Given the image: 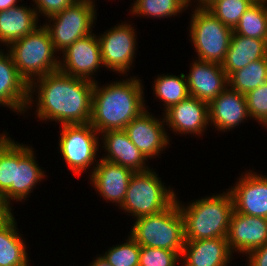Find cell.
<instances>
[{
	"label": "cell",
	"mask_w": 267,
	"mask_h": 266,
	"mask_svg": "<svg viewBox=\"0 0 267 266\" xmlns=\"http://www.w3.org/2000/svg\"><path fill=\"white\" fill-rule=\"evenodd\" d=\"M93 87V81L53 71L29 84L27 109L32 107L37 89L35 111L40 120H53L62 125L87 124L92 114Z\"/></svg>",
	"instance_id": "1"
},
{
	"label": "cell",
	"mask_w": 267,
	"mask_h": 266,
	"mask_svg": "<svg viewBox=\"0 0 267 266\" xmlns=\"http://www.w3.org/2000/svg\"><path fill=\"white\" fill-rule=\"evenodd\" d=\"M138 77L116 80L105 86L94 82L90 124L99 135L108 130L124 128L145 107L144 88ZM143 88V89H142Z\"/></svg>",
	"instance_id": "2"
},
{
	"label": "cell",
	"mask_w": 267,
	"mask_h": 266,
	"mask_svg": "<svg viewBox=\"0 0 267 266\" xmlns=\"http://www.w3.org/2000/svg\"><path fill=\"white\" fill-rule=\"evenodd\" d=\"M176 197L184 218L185 241L227 238L231 214L234 210L229 191L191 201L187 206Z\"/></svg>",
	"instance_id": "3"
},
{
	"label": "cell",
	"mask_w": 267,
	"mask_h": 266,
	"mask_svg": "<svg viewBox=\"0 0 267 266\" xmlns=\"http://www.w3.org/2000/svg\"><path fill=\"white\" fill-rule=\"evenodd\" d=\"M19 74L30 84L33 80L59 70V56L47 28L42 25L8 47Z\"/></svg>",
	"instance_id": "4"
},
{
	"label": "cell",
	"mask_w": 267,
	"mask_h": 266,
	"mask_svg": "<svg viewBox=\"0 0 267 266\" xmlns=\"http://www.w3.org/2000/svg\"><path fill=\"white\" fill-rule=\"evenodd\" d=\"M130 230V236L139 246L182 254L185 243L184 218L177 201L160 213L136 218Z\"/></svg>",
	"instance_id": "5"
},
{
	"label": "cell",
	"mask_w": 267,
	"mask_h": 266,
	"mask_svg": "<svg viewBox=\"0 0 267 266\" xmlns=\"http://www.w3.org/2000/svg\"><path fill=\"white\" fill-rule=\"evenodd\" d=\"M164 184L152 169L134 172L119 208L130 213L134 219L164 211L176 201V192Z\"/></svg>",
	"instance_id": "6"
},
{
	"label": "cell",
	"mask_w": 267,
	"mask_h": 266,
	"mask_svg": "<svg viewBox=\"0 0 267 266\" xmlns=\"http://www.w3.org/2000/svg\"><path fill=\"white\" fill-rule=\"evenodd\" d=\"M190 20V40L199 60L222 64L230 46L233 29L207 8L195 6Z\"/></svg>",
	"instance_id": "7"
},
{
	"label": "cell",
	"mask_w": 267,
	"mask_h": 266,
	"mask_svg": "<svg viewBox=\"0 0 267 266\" xmlns=\"http://www.w3.org/2000/svg\"><path fill=\"white\" fill-rule=\"evenodd\" d=\"M95 6V3L77 0L48 18L43 25L50 34L56 52H63L76 40L93 33L92 27L97 17Z\"/></svg>",
	"instance_id": "8"
},
{
	"label": "cell",
	"mask_w": 267,
	"mask_h": 266,
	"mask_svg": "<svg viewBox=\"0 0 267 266\" xmlns=\"http://www.w3.org/2000/svg\"><path fill=\"white\" fill-rule=\"evenodd\" d=\"M98 132L90 123L87 124H64L61 126L59 151L69 169L75 175H81L86 169L91 172L96 167L97 151H99ZM81 173V174H80Z\"/></svg>",
	"instance_id": "9"
},
{
	"label": "cell",
	"mask_w": 267,
	"mask_h": 266,
	"mask_svg": "<svg viewBox=\"0 0 267 266\" xmlns=\"http://www.w3.org/2000/svg\"><path fill=\"white\" fill-rule=\"evenodd\" d=\"M135 33L134 26L122 22L97 36L105 68L128 76L137 49Z\"/></svg>",
	"instance_id": "10"
},
{
	"label": "cell",
	"mask_w": 267,
	"mask_h": 266,
	"mask_svg": "<svg viewBox=\"0 0 267 266\" xmlns=\"http://www.w3.org/2000/svg\"><path fill=\"white\" fill-rule=\"evenodd\" d=\"M62 54L63 58L59 60L60 71L72 77L97 81L92 76L100 66L103 67V62L99 39L94 33L76 40Z\"/></svg>",
	"instance_id": "11"
},
{
	"label": "cell",
	"mask_w": 267,
	"mask_h": 266,
	"mask_svg": "<svg viewBox=\"0 0 267 266\" xmlns=\"http://www.w3.org/2000/svg\"><path fill=\"white\" fill-rule=\"evenodd\" d=\"M162 118H156L145 109L124 128L130 141L147 159L158 156L170 143Z\"/></svg>",
	"instance_id": "12"
},
{
	"label": "cell",
	"mask_w": 267,
	"mask_h": 266,
	"mask_svg": "<svg viewBox=\"0 0 267 266\" xmlns=\"http://www.w3.org/2000/svg\"><path fill=\"white\" fill-rule=\"evenodd\" d=\"M231 186L234 210L254 217L267 218V176L254 171L246 173Z\"/></svg>",
	"instance_id": "13"
},
{
	"label": "cell",
	"mask_w": 267,
	"mask_h": 266,
	"mask_svg": "<svg viewBox=\"0 0 267 266\" xmlns=\"http://www.w3.org/2000/svg\"><path fill=\"white\" fill-rule=\"evenodd\" d=\"M186 77L189 95L208 104L228 87V76L220 64L196 59Z\"/></svg>",
	"instance_id": "14"
},
{
	"label": "cell",
	"mask_w": 267,
	"mask_h": 266,
	"mask_svg": "<svg viewBox=\"0 0 267 266\" xmlns=\"http://www.w3.org/2000/svg\"><path fill=\"white\" fill-rule=\"evenodd\" d=\"M227 242L232 253L238 251L243 255L267 244V218L254 217L233 210Z\"/></svg>",
	"instance_id": "15"
},
{
	"label": "cell",
	"mask_w": 267,
	"mask_h": 266,
	"mask_svg": "<svg viewBox=\"0 0 267 266\" xmlns=\"http://www.w3.org/2000/svg\"><path fill=\"white\" fill-rule=\"evenodd\" d=\"M163 117L168 128L176 134L200 136L209 125L208 103L189 96L166 110Z\"/></svg>",
	"instance_id": "16"
},
{
	"label": "cell",
	"mask_w": 267,
	"mask_h": 266,
	"mask_svg": "<svg viewBox=\"0 0 267 266\" xmlns=\"http://www.w3.org/2000/svg\"><path fill=\"white\" fill-rule=\"evenodd\" d=\"M133 174L130 168L100 158L89 179L102 198L121 206Z\"/></svg>",
	"instance_id": "17"
},
{
	"label": "cell",
	"mask_w": 267,
	"mask_h": 266,
	"mask_svg": "<svg viewBox=\"0 0 267 266\" xmlns=\"http://www.w3.org/2000/svg\"><path fill=\"white\" fill-rule=\"evenodd\" d=\"M35 159L33 148L18 142L15 185H11L10 189L0 198L9 208H11V200H16V202L26 200L25 198L30 196L37 183L41 182V179L43 181L44 171Z\"/></svg>",
	"instance_id": "18"
},
{
	"label": "cell",
	"mask_w": 267,
	"mask_h": 266,
	"mask_svg": "<svg viewBox=\"0 0 267 266\" xmlns=\"http://www.w3.org/2000/svg\"><path fill=\"white\" fill-rule=\"evenodd\" d=\"M29 84L19 74L10 53L0 49V105L17 113H26Z\"/></svg>",
	"instance_id": "19"
},
{
	"label": "cell",
	"mask_w": 267,
	"mask_h": 266,
	"mask_svg": "<svg viewBox=\"0 0 267 266\" xmlns=\"http://www.w3.org/2000/svg\"><path fill=\"white\" fill-rule=\"evenodd\" d=\"M208 111L210 126L223 132L235 128L249 117L245 95L229 87L208 104Z\"/></svg>",
	"instance_id": "20"
},
{
	"label": "cell",
	"mask_w": 267,
	"mask_h": 266,
	"mask_svg": "<svg viewBox=\"0 0 267 266\" xmlns=\"http://www.w3.org/2000/svg\"><path fill=\"white\" fill-rule=\"evenodd\" d=\"M105 153L101 159L130 168L134 172L150 170L146 156L130 141L124 130H108L103 133Z\"/></svg>",
	"instance_id": "21"
},
{
	"label": "cell",
	"mask_w": 267,
	"mask_h": 266,
	"mask_svg": "<svg viewBox=\"0 0 267 266\" xmlns=\"http://www.w3.org/2000/svg\"><path fill=\"white\" fill-rule=\"evenodd\" d=\"M232 256L227 238L185 241L181 264H184L183 266H228Z\"/></svg>",
	"instance_id": "22"
},
{
	"label": "cell",
	"mask_w": 267,
	"mask_h": 266,
	"mask_svg": "<svg viewBox=\"0 0 267 266\" xmlns=\"http://www.w3.org/2000/svg\"><path fill=\"white\" fill-rule=\"evenodd\" d=\"M267 58V40L245 37L233 32L230 46L221 64L229 77L252 61Z\"/></svg>",
	"instance_id": "23"
},
{
	"label": "cell",
	"mask_w": 267,
	"mask_h": 266,
	"mask_svg": "<svg viewBox=\"0 0 267 266\" xmlns=\"http://www.w3.org/2000/svg\"><path fill=\"white\" fill-rule=\"evenodd\" d=\"M38 16L34 8L17 5L0 11V42L7 47L23 38L38 26ZM5 43V44H4Z\"/></svg>",
	"instance_id": "24"
},
{
	"label": "cell",
	"mask_w": 267,
	"mask_h": 266,
	"mask_svg": "<svg viewBox=\"0 0 267 266\" xmlns=\"http://www.w3.org/2000/svg\"><path fill=\"white\" fill-rule=\"evenodd\" d=\"M13 216L0 226V266H29L26 241L21 238Z\"/></svg>",
	"instance_id": "25"
},
{
	"label": "cell",
	"mask_w": 267,
	"mask_h": 266,
	"mask_svg": "<svg viewBox=\"0 0 267 266\" xmlns=\"http://www.w3.org/2000/svg\"><path fill=\"white\" fill-rule=\"evenodd\" d=\"M152 86L153 94L164 102V112L190 96L184 73L178 76L169 73L157 76Z\"/></svg>",
	"instance_id": "26"
},
{
	"label": "cell",
	"mask_w": 267,
	"mask_h": 266,
	"mask_svg": "<svg viewBox=\"0 0 267 266\" xmlns=\"http://www.w3.org/2000/svg\"><path fill=\"white\" fill-rule=\"evenodd\" d=\"M233 32L245 37L267 40V0H256L241 16Z\"/></svg>",
	"instance_id": "27"
},
{
	"label": "cell",
	"mask_w": 267,
	"mask_h": 266,
	"mask_svg": "<svg viewBox=\"0 0 267 266\" xmlns=\"http://www.w3.org/2000/svg\"><path fill=\"white\" fill-rule=\"evenodd\" d=\"M267 82V58L250 62L228 77V87L246 95Z\"/></svg>",
	"instance_id": "28"
},
{
	"label": "cell",
	"mask_w": 267,
	"mask_h": 266,
	"mask_svg": "<svg viewBox=\"0 0 267 266\" xmlns=\"http://www.w3.org/2000/svg\"><path fill=\"white\" fill-rule=\"evenodd\" d=\"M9 134H0V198L15 185L16 166H18V142Z\"/></svg>",
	"instance_id": "29"
},
{
	"label": "cell",
	"mask_w": 267,
	"mask_h": 266,
	"mask_svg": "<svg viewBox=\"0 0 267 266\" xmlns=\"http://www.w3.org/2000/svg\"><path fill=\"white\" fill-rule=\"evenodd\" d=\"M190 0H136L130 12L134 16H149L153 18H168L176 16L185 9H189Z\"/></svg>",
	"instance_id": "30"
},
{
	"label": "cell",
	"mask_w": 267,
	"mask_h": 266,
	"mask_svg": "<svg viewBox=\"0 0 267 266\" xmlns=\"http://www.w3.org/2000/svg\"><path fill=\"white\" fill-rule=\"evenodd\" d=\"M256 0H216L207 9L223 24L234 29L241 16Z\"/></svg>",
	"instance_id": "31"
},
{
	"label": "cell",
	"mask_w": 267,
	"mask_h": 266,
	"mask_svg": "<svg viewBox=\"0 0 267 266\" xmlns=\"http://www.w3.org/2000/svg\"><path fill=\"white\" fill-rule=\"evenodd\" d=\"M101 255L112 266H139L140 246L129 235L126 242L110 247Z\"/></svg>",
	"instance_id": "32"
},
{
	"label": "cell",
	"mask_w": 267,
	"mask_h": 266,
	"mask_svg": "<svg viewBox=\"0 0 267 266\" xmlns=\"http://www.w3.org/2000/svg\"><path fill=\"white\" fill-rule=\"evenodd\" d=\"M181 255L176 251L140 246L139 266H176Z\"/></svg>",
	"instance_id": "33"
},
{
	"label": "cell",
	"mask_w": 267,
	"mask_h": 266,
	"mask_svg": "<svg viewBox=\"0 0 267 266\" xmlns=\"http://www.w3.org/2000/svg\"><path fill=\"white\" fill-rule=\"evenodd\" d=\"M245 97L249 118L263 125L267 120V82L248 92Z\"/></svg>",
	"instance_id": "34"
},
{
	"label": "cell",
	"mask_w": 267,
	"mask_h": 266,
	"mask_svg": "<svg viewBox=\"0 0 267 266\" xmlns=\"http://www.w3.org/2000/svg\"><path fill=\"white\" fill-rule=\"evenodd\" d=\"M35 11L39 18V14L47 18L62 12L67 6L72 5L77 0H33Z\"/></svg>",
	"instance_id": "35"
},
{
	"label": "cell",
	"mask_w": 267,
	"mask_h": 266,
	"mask_svg": "<svg viewBox=\"0 0 267 266\" xmlns=\"http://www.w3.org/2000/svg\"><path fill=\"white\" fill-rule=\"evenodd\" d=\"M246 256L247 266H267V244L251 250Z\"/></svg>",
	"instance_id": "36"
},
{
	"label": "cell",
	"mask_w": 267,
	"mask_h": 266,
	"mask_svg": "<svg viewBox=\"0 0 267 266\" xmlns=\"http://www.w3.org/2000/svg\"><path fill=\"white\" fill-rule=\"evenodd\" d=\"M11 210L12 208L0 199V226L13 214Z\"/></svg>",
	"instance_id": "37"
},
{
	"label": "cell",
	"mask_w": 267,
	"mask_h": 266,
	"mask_svg": "<svg viewBox=\"0 0 267 266\" xmlns=\"http://www.w3.org/2000/svg\"><path fill=\"white\" fill-rule=\"evenodd\" d=\"M17 1L19 0H0V11L17 6Z\"/></svg>",
	"instance_id": "38"
},
{
	"label": "cell",
	"mask_w": 267,
	"mask_h": 266,
	"mask_svg": "<svg viewBox=\"0 0 267 266\" xmlns=\"http://www.w3.org/2000/svg\"><path fill=\"white\" fill-rule=\"evenodd\" d=\"M98 257V258H97ZM93 262L90 263L89 266H112L108 263L102 255L97 256Z\"/></svg>",
	"instance_id": "39"
},
{
	"label": "cell",
	"mask_w": 267,
	"mask_h": 266,
	"mask_svg": "<svg viewBox=\"0 0 267 266\" xmlns=\"http://www.w3.org/2000/svg\"><path fill=\"white\" fill-rule=\"evenodd\" d=\"M215 1L216 0H197V2H196L197 5L196 6L201 7V8H208Z\"/></svg>",
	"instance_id": "40"
},
{
	"label": "cell",
	"mask_w": 267,
	"mask_h": 266,
	"mask_svg": "<svg viewBox=\"0 0 267 266\" xmlns=\"http://www.w3.org/2000/svg\"><path fill=\"white\" fill-rule=\"evenodd\" d=\"M81 1H88V2L95 3V1H94V0H81Z\"/></svg>",
	"instance_id": "41"
},
{
	"label": "cell",
	"mask_w": 267,
	"mask_h": 266,
	"mask_svg": "<svg viewBox=\"0 0 267 266\" xmlns=\"http://www.w3.org/2000/svg\"><path fill=\"white\" fill-rule=\"evenodd\" d=\"M266 127L267 128V120H266V122L263 124V127Z\"/></svg>",
	"instance_id": "42"
}]
</instances>
